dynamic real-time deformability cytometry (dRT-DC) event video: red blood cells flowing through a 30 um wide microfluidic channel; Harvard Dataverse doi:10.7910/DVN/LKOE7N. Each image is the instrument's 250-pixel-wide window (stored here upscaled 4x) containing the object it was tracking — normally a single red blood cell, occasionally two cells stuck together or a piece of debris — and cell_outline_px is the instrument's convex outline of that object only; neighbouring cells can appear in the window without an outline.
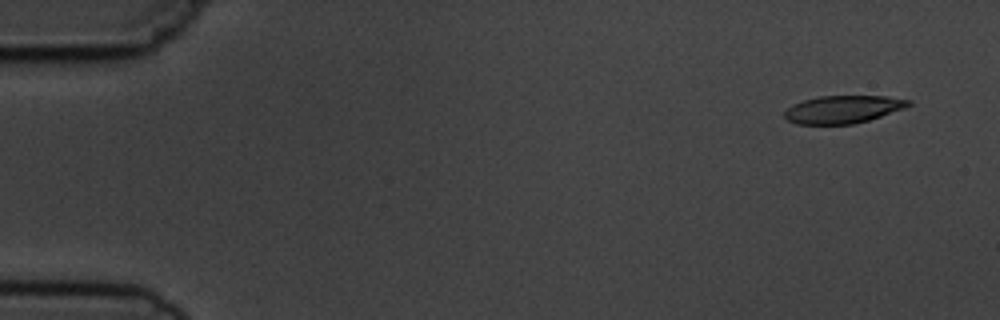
{"species": "common noctule bat (a hibernating species)", "species_latin": "Nyctalus noctula", "temperature_condition": "cold", "stored_images_in_passage": 5, "camera_frame_rate_fps": 3000, "um_per_image_px": 0.085, "animal": {"sex": "male", "body_mass_g": 19.5, "forearm_length_mm": 54.6}, "frame": {"image": 1, "passage_image": 1, "time_ms": 0.0, "image_size_px": [1000, 320], "cell_outline_px": [[912, 104], [904, 108], [868, 120], [852, 124], [796, 124], [788, 120], [784, 116], [784, 112], [792, 104], [804, 100], [820, 96], [884, 96], [912, 100]], "centroid_in_image_um": [71.65, 9.29], "position_along_channel_um": 13.4, "area_um2": 19.88}}
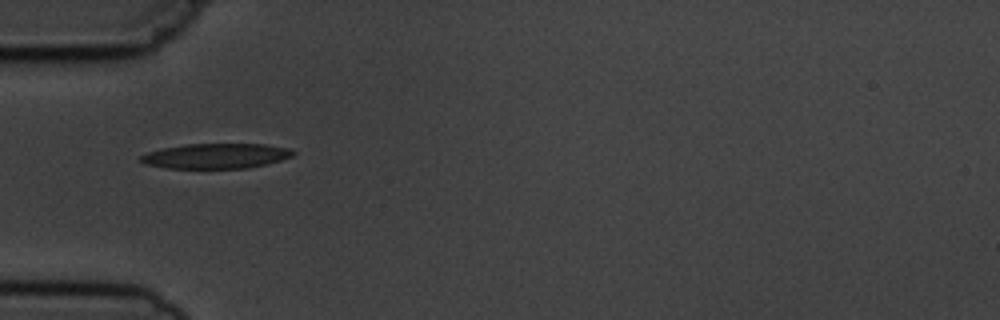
{"frame": {"image": 2, "passage_image": 5, "time_ms": 4.667, "image_size_px": [1000, 320], "cell_outline_px": [[296, 152], [292, 156], [268, 164], [248, 168], [168, 168], [144, 164], [140, 160], [140, 156], [148, 152], [164, 148], [184, 144], [264, 144], [288, 148]], "centroid_in_image_um": [18.37, 13.26], "position_along_channel_um": 66.6, "area_um2": 22.2}}